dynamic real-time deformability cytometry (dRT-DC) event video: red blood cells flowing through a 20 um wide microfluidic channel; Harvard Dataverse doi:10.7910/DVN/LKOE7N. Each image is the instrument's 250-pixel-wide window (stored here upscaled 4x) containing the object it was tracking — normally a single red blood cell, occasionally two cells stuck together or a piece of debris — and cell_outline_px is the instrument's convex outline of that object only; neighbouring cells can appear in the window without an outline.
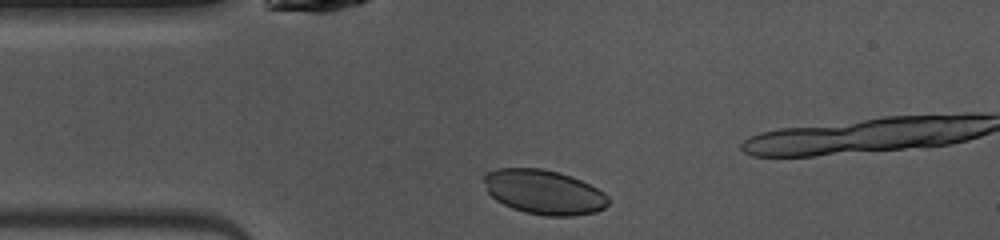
{"species": "common noctule bat (a hibernating species)", "species_latin": "Nyctalus noctula", "temperature_condition": "warm", "stored_images_in_passage": 4, "camera_frame_rate_fps": 3000, "um_per_image_px": 0.085, "animal": {"sex": "female", "body_mass_g": 10.0, "forearm_length_mm": 53.1}, "frame": {"image": 1, "passage_image": 1, "time_ms": 0.0, "image_size_px": [1000, 240], "cell_outline_px": [[612, 200], [604, 208], [596, 212], [572, 216], [544, 216], [524, 212], [512, 208], [496, 200], [488, 192], [484, 180], [484, 172], [496, 168], [540, 168], [560, 172], [580, 180], [604, 192]], "centroid_in_image_um": [46.24, 16.32], "position_along_channel_um": 38.8, "area_um2": 32.43}}